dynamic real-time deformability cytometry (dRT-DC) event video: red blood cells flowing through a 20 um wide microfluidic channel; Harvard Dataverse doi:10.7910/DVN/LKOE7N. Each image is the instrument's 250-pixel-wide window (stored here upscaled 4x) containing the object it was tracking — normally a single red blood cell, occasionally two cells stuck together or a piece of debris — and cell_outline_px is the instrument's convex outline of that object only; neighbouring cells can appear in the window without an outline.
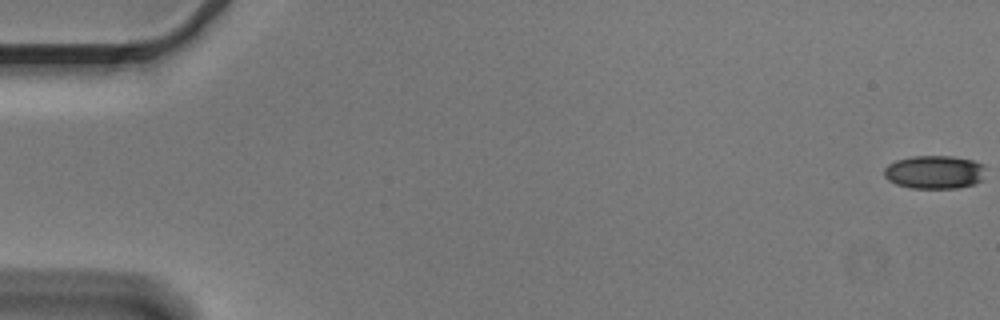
{"species": "Egyptian fruit bat (a non-hibernating species)", "species_latin": "Rousettus aegyptiacus", "temperature_condition": "cold", "stored_images_in_passage": 57, "camera_frame_rate_fps": 3000, "um_per_image_px": 0.085, "animal": {"sex": "male"}, "frame": {"image": 1, "passage_image": 1, "time_ms": 0.0, "image_size_px": [1000, 320], "cell_outline_px": [[984, 168], [980, 180], [976, 184], [956, 188], [912, 188], [896, 184], [888, 180], [884, 176], [884, 168], [888, 164], [896, 160], [912, 156], [952, 156], [972, 160], [984, 164]], "centroid_in_image_um": [79.4, 14.62], "position_along_channel_um": 5.6, "area_um2": 19.71}}
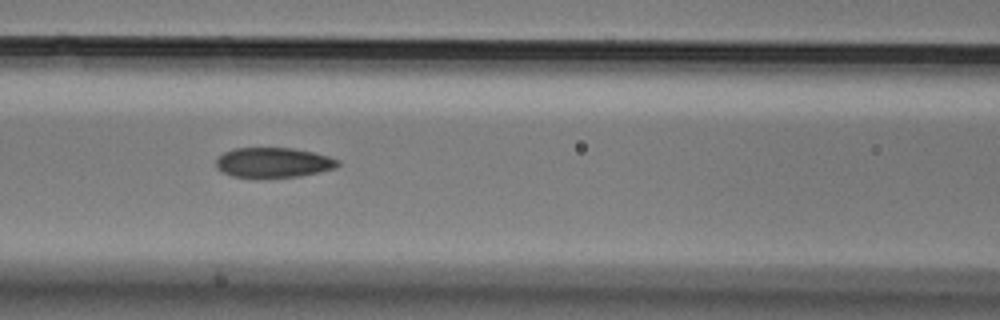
{"frame": {"image": 2, "passage_image": 25, "time_ms": 8.0, "image_size_px": [1000, 320], "cell_outline_px": [[340, 164], [336, 168], [300, 176], [232, 176], [216, 168], [216, 160], [224, 152], [232, 148], [292, 148], [312, 152], [328, 156], [340, 160]], "centroid_in_image_um": [23.25, 13.79], "position_along_channel_um": 143.3, "area_um2": 20.87}}
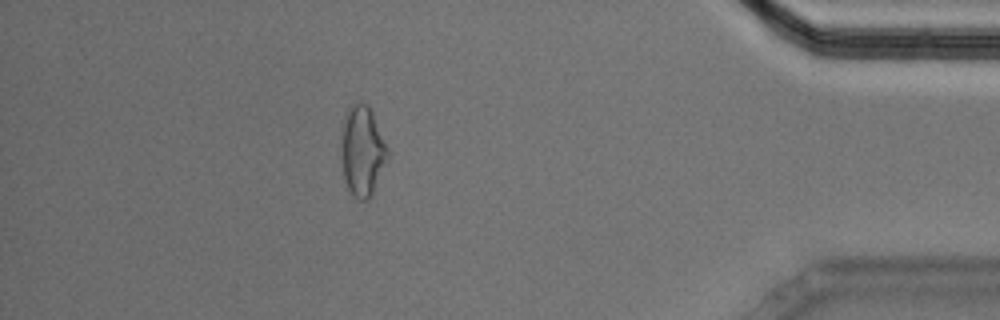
{"frame": {"image": 3, "passage_image": 50, "time_ms": 16.333, "image_size_px": [1000, 320], "cell_outline_px": [[388, 156], [372, 196], [368, 200], [360, 200], [348, 188], [344, 176], [340, 156], [340, 144], [344, 116], [348, 108], [352, 104], [360, 100], [368, 104], [372, 112], [388, 148]], "centroid_in_image_um": [30.78, 12.79], "position_along_channel_um": 404.4, "area_um2": 24.51}, "authors_computed_cell_mechanics": {"area_um2": 21.7328, "velocity_mm_per_s": 3.6347, "shape_relaxation_time_tau1_ms": 6.4416, "shape_relaxation_time_tau2_ms": 3.2531, "deformation_change_tau1": 0.1364, "deformation_change_tau2": 0.0912}}